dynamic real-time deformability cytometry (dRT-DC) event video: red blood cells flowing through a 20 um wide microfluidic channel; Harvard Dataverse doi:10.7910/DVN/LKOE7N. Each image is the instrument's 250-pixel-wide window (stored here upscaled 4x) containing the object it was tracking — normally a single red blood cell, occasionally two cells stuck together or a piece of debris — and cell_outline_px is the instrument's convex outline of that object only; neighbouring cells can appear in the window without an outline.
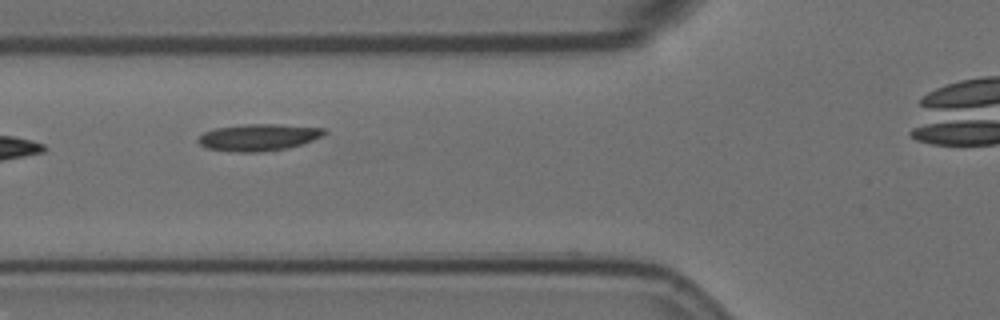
{"species": "Egyptian fruit bat (a non-hibernating species)", "species_latin": "Rousettus aegyptiacus", "temperature_condition": "room temperature", "stored_images_in_passage": 4, "camera_frame_rate_fps": 3000, "um_per_image_px": 0.085, "animal": {"sex": "female"}, "frame": {"image": 1, "passage_image": 2, "time_ms": 1.0, "image_size_px": [1000, 320], "cell_outline_px": [[328, 132], [312, 140], [300, 144], [284, 148], [256, 152], [236, 152], [208, 148], [200, 144], [196, 140], [204, 132], [216, 128], [244, 124], [276, 124], [324, 128]], "centroid_in_image_um": [21.94, 11.66], "position_along_channel_um": 103.9, "area_um2": 19.36}}
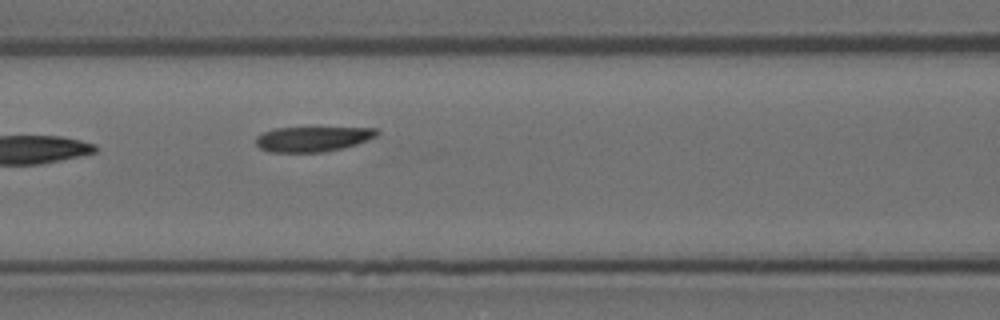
{"frame": {"image": 2, "passage_image": 3, "time_ms": 2.0, "image_size_px": [1000, 320], "cell_outline_px": [[380, 132], [376, 136], [368, 140], [344, 148], [324, 152], [268, 152], [260, 148], [256, 144], [256, 136], [272, 128], [376, 128]], "centroid_in_image_um": [26.57, 11.82], "position_along_channel_um": 140.0, "area_um2": 17.69}}